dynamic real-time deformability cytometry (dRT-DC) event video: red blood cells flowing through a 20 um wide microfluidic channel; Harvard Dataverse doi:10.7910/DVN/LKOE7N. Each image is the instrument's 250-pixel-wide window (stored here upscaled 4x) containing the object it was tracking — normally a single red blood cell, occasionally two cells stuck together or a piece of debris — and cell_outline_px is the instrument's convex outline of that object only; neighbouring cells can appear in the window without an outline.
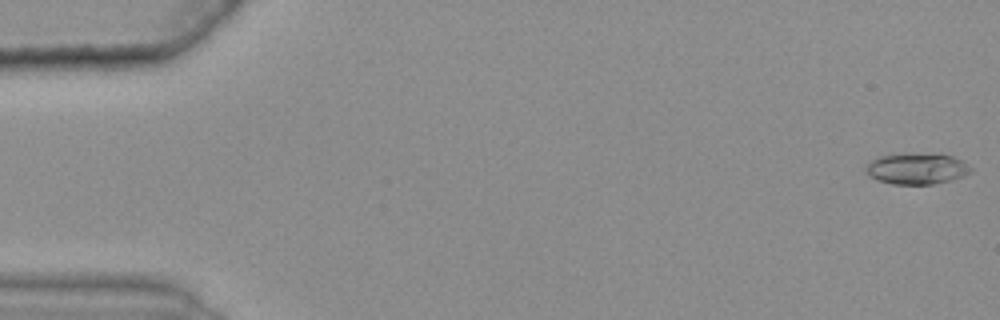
{"species": "common noctule bat (a hibernating species)", "species_latin": "Nyctalus noctula", "temperature_condition": "warm", "stored_images_in_passage": 16, "camera_frame_rate_fps": 3000, "um_per_image_px": 0.085, "animal": {"sex": "female", "body_mass_g": 25.1}, "frame": {"image": 1, "passage_image": 1, "time_ms": 0.0, "image_size_px": [1000, 320], "cell_outline_px": [[972, 168], [964, 176], [932, 184], [892, 184], [876, 180], [864, 168], [872, 160], [880, 156], [904, 152], [912, 152], [952, 156], [960, 160]], "centroid_in_image_um": [77.88, 14.32], "position_along_channel_um": 7.1, "area_um2": 18.9}}